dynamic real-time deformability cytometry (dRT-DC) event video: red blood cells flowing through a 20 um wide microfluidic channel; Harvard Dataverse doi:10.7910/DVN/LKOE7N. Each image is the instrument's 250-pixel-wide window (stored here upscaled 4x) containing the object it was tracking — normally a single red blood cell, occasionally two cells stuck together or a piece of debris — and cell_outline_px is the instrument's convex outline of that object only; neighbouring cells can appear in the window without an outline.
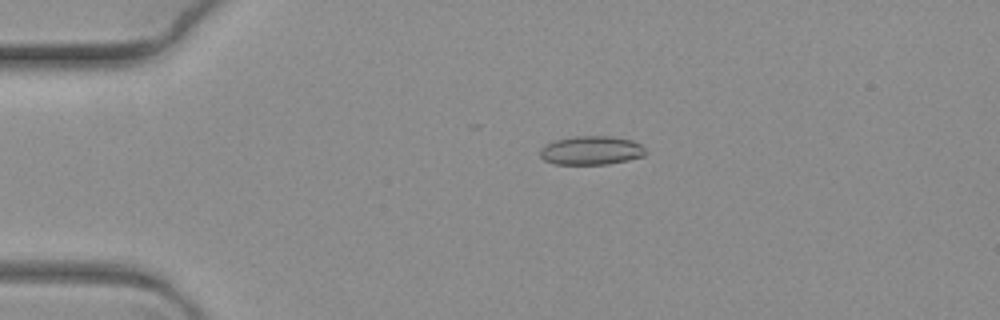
{"species": "common noctule bat (a hibernating species)", "species_latin": "Nyctalus noctula", "temperature_condition": "warm", "stored_images_in_passage": 7, "camera_frame_rate_fps": 3000, "um_per_image_px": 0.085, "animal": {"sex": "female", "body_mass_g": 19.3, "forearm_length_mm": 54.1}, "frame": {"image": 1, "passage_image": 5, "time_ms": 1.333, "image_size_px": [1000, 320], "cell_outline_px": [[644, 156], [628, 160], [608, 164], [556, 164], [544, 160], [540, 156], [540, 148], [556, 140], [572, 136], [612, 136], [632, 140], [640, 144], [644, 148]], "centroid_in_image_um": [50.25, 12.78], "position_along_channel_um": 34.7, "area_um2": 17.63}}
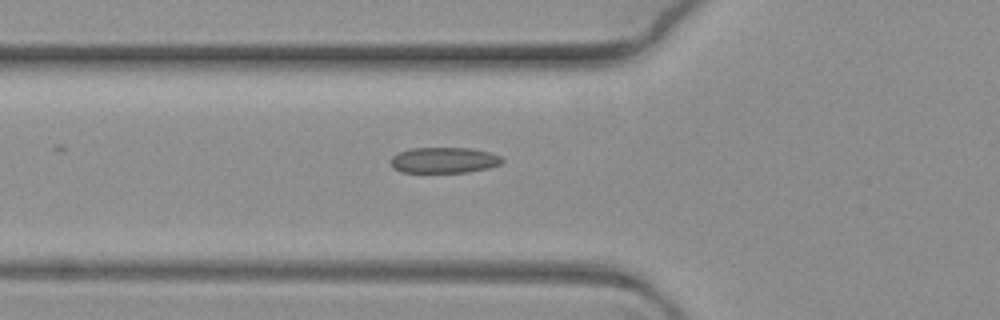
{"frame": {"image": 2, "passage_image": 7, "time_ms": 2.0, "image_size_px": [1000, 320], "cell_outline_px": [[504, 160], [500, 164], [488, 168], [468, 172], [400, 172], [392, 168], [388, 160], [392, 156], [408, 148], [472, 148], [492, 152], [500, 156]], "centroid_in_image_um": [37.71, 13.61], "position_along_channel_um": 88.1, "area_um2": 16.99}}